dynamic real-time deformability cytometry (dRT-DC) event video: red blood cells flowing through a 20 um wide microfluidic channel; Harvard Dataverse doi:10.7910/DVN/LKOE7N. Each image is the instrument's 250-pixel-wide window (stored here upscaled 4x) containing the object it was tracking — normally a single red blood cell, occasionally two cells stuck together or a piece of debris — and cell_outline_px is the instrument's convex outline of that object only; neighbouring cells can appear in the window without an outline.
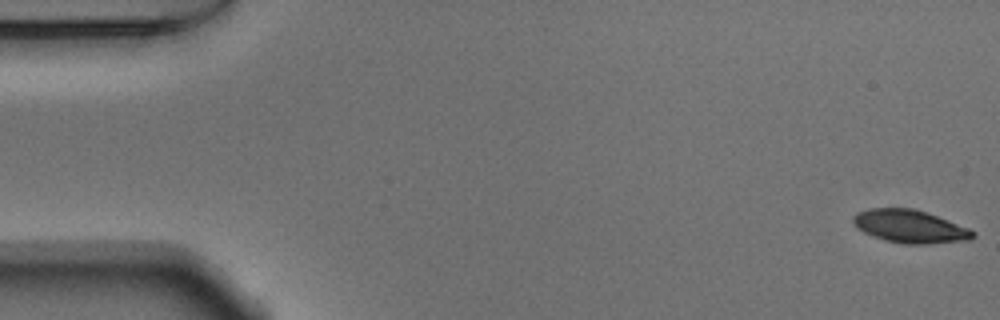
{"species": "Egyptian fruit bat (a non-hibernating species)", "species_latin": "Rousettus aegyptiacus", "temperature_condition": "warm", "stored_images_in_passage": 53, "camera_frame_rate_fps": 3000, "um_per_image_px": 0.085, "animal": {"sex": "male"}, "frame": {"image": 1, "passage_image": 1, "time_ms": 0.0, "image_size_px": [1000, 320], "cell_outline_px": [[976, 236], [968, 240], [928, 244], [904, 244], [884, 240], [872, 236], [856, 228], [852, 220], [852, 216], [856, 212], [868, 208], [912, 208], [928, 212], [968, 228], [976, 232]], "centroid_in_image_um": [77.32, 19.24], "position_along_channel_um": 7.7, "area_um2": 23.24}}
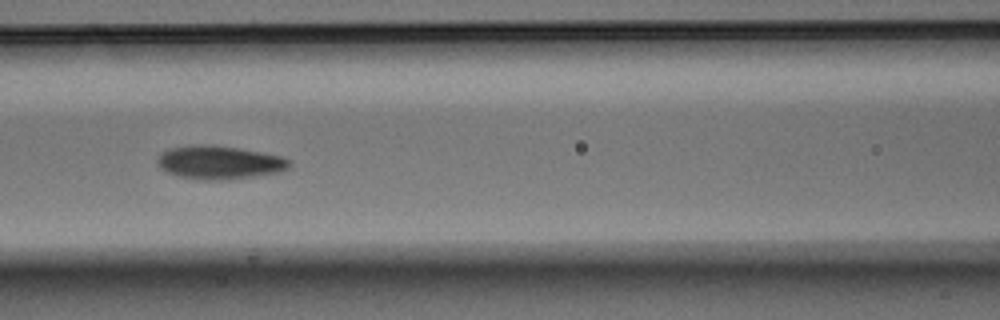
{"frame": {"image": 2, "passage_image": 23, "time_ms": 7.333, "image_size_px": [1000, 320], "cell_outline_px": [[292, 164], [288, 168], [280, 172], [228, 180], [200, 180], [176, 176], [160, 168], [156, 160], [160, 152], [168, 148], [188, 144], [212, 144], [284, 156], [292, 160]], "centroid_in_image_um": [18.62, 13.8], "position_along_channel_um": 148.0, "area_um2": 26.24}}
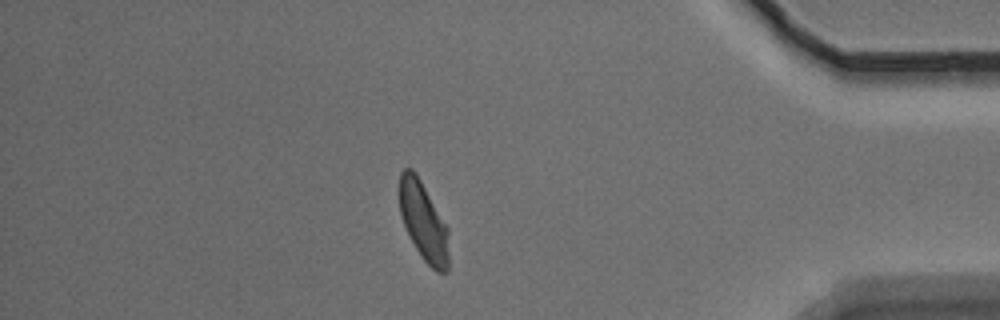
{"frame": {"image": 3, "passage_image": 46, "time_ms": 15.0, "image_size_px": [1000, 320], "cell_outline_px": [[448, 272], [436, 272], [420, 256], [404, 224], [400, 212], [400, 172], [404, 168], [412, 168], [416, 172], [448, 228]], "centroid_in_image_um": [36.0, 18.82], "position_along_channel_um": 399.2, "area_um2": 22.37}, "authors_computed_cell_mechanics": {"area_um2": 24.1604, "velocity_mm_per_s": 3.7762, "shape_relaxation_time_tau1_ms": 2.7227, "shape_relaxation_time_tau2_ms": 1.6994, "deformation_change_tau1": 0.1394, "deformation_change_tau2": 0.0667}}